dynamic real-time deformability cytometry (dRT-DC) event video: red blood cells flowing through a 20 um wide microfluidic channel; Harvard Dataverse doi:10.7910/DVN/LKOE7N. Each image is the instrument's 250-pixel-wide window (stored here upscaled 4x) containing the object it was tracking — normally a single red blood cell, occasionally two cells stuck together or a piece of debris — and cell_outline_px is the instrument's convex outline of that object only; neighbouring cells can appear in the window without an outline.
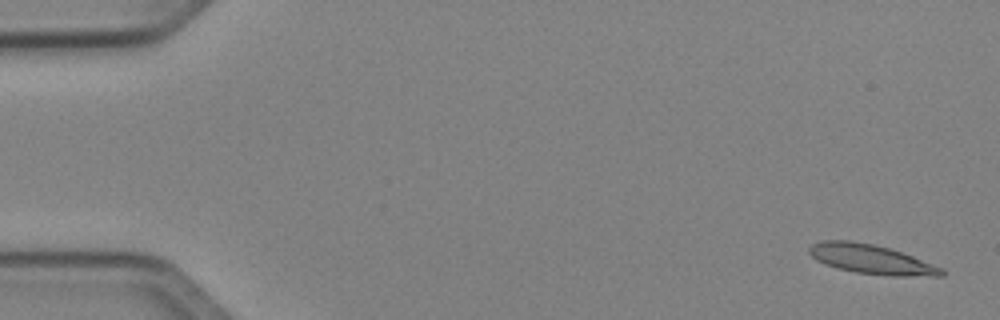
{"species": "Egyptian fruit bat (a non-hibernating species)", "species_latin": "Rousettus aegyptiacus", "temperature_condition": "cold", "stored_images_in_passage": 51, "camera_frame_rate_fps": 3000, "um_per_image_px": 0.085, "animal": {"sex": "female"}, "frame": {"image": 1, "passage_image": 2, "time_ms": 0.333, "image_size_px": [1000, 320], "cell_outline_px": [[944, 276], [892, 276], [856, 272], [836, 268], [824, 264], [816, 260], [808, 252], [808, 248], [812, 244], [820, 240], [852, 240], [872, 244], [888, 248], [912, 256], [944, 268]], "centroid_in_image_um": [74.03, 22.03], "position_along_channel_um": 11.0, "area_um2": 22.72}}
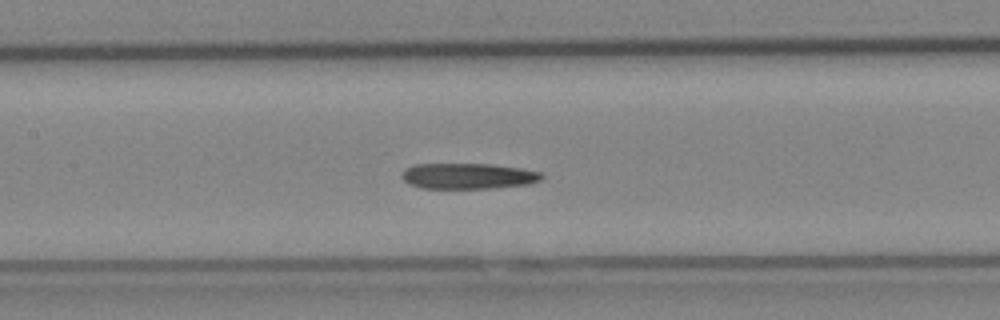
{"frame": {"image": 2, "passage_image": 24, "time_ms": 7.667, "image_size_px": [1000, 320], "cell_outline_px": [[544, 176], [540, 180], [528, 184], [492, 188], [420, 188], [408, 184], [400, 176], [404, 168], [416, 164], [492, 164], [520, 168], [540, 172]], "centroid_in_image_um": [39.74, 14.96], "position_along_channel_um": 167.7, "area_um2": 21.04}}
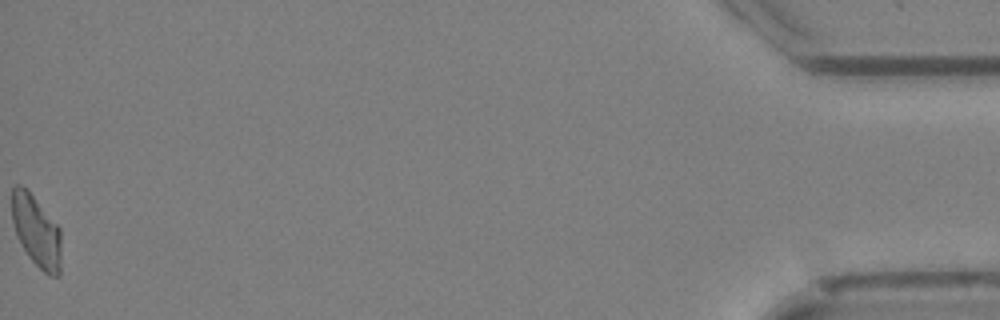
{"frame": {"image": 3, "passage_image": 51, "time_ms": 16.667, "image_size_px": [1000, 320], "cell_outline_px": [[60, 276], [48, 276], [28, 256], [20, 244], [12, 220], [12, 188], [16, 184], [20, 184], [32, 196], [60, 228]], "centroid_in_image_um": [3.09, 19.68], "position_along_channel_um": 432.1, "area_um2": 20.17}, "authors_computed_cell_mechanics": {"area_um2": 21.5594, "velocity_mm_per_s": 4.0195, "shape_relaxation_time_tau1_ms": null, "shape_relaxation_time_tau2_ms": 4.7365, "deformation_change_tau1": null, "deformation_change_tau2": 0.1143}}